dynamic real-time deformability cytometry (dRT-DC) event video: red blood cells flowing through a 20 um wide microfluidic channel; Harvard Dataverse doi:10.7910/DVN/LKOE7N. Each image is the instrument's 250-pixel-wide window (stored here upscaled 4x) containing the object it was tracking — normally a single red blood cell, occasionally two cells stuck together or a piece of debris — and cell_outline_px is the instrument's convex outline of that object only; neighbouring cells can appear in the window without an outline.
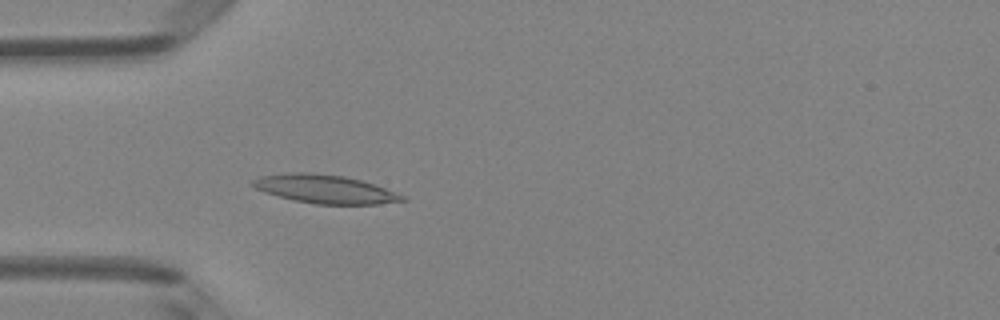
{"species": "Egyptian fruit bat (a non-hibernating species)", "species_latin": "Rousettus aegyptiacus", "temperature_condition": "room temperature", "stored_images_in_passage": 5, "camera_frame_rate_fps": 3000, "um_per_image_px": 0.085, "animal": {"sex": "female"}, "frame": {"image": 1, "passage_image": 5, "time_ms": 4.333, "image_size_px": [1000, 320], "cell_outline_px": [[408, 200], [380, 204], [316, 204], [296, 200], [264, 192], [248, 184], [252, 180], [260, 176], [288, 172], [312, 172], [344, 176], [360, 180], [408, 196]], "centroid_in_image_um": [27.63, 16.06], "position_along_channel_um": 57.4, "area_um2": 24.85}}